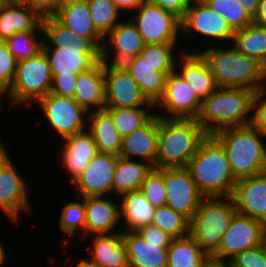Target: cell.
Listing matches in <instances>:
<instances>
[{
	"label": "cell",
	"mask_w": 266,
	"mask_h": 267,
	"mask_svg": "<svg viewBox=\"0 0 266 267\" xmlns=\"http://www.w3.org/2000/svg\"><path fill=\"white\" fill-rule=\"evenodd\" d=\"M43 44L52 76L56 74H79L102 61L104 40L79 37L61 24L54 16L42 21Z\"/></svg>",
	"instance_id": "cell-1"
},
{
	"label": "cell",
	"mask_w": 266,
	"mask_h": 267,
	"mask_svg": "<svg viewBox=\"0 0 266 267\" xmlns=\"http://www.w3.org/2000/svg\"><path fill=\"white\" fill-rule=\"evenodd\" d=\"M215 45L206 47L199 54L208 64L218 87L243 88L255 92L265 86L266 67L261 62L239 52L232 45L226 48L225 45L224 48Z\"/></svg>",
	"instance_id": "cell-2"
},
{
	"label": "cell",
	"mask_w": 266,
	"mask_h": 267,
	"mask_svg": "<svg viewBox=\"0 0 266 267\" xmlns=\"http://www.w3.org/2000/svg\"><path fill=\"white\" fill-rule=\"evenodd\" d=\"M187 168L204 197L232 196L237 180L224 147L213 134L201 141Z\"/></svg>",
	"instance_id": "cell-3"
},
{
	"label": "cell",
	"mask_w": 266,
	"mask_h": 267,
	"mask_svg": "<svg viewBox=\"0 0 266 267\" xmlns=\"http://www.w3.org/2000/svg\"><path fill=\"white\" fill-rule=\"evenodd\" d=\"M213 135L224 147L237 181L266 172V136L251 124L225 128Z\"/></svg>",
	"instance_id": "cell-4"
},
{
	"label": "cell",
	"mask_w": 266,
	"mask_h": 267,
	"mask_svg": "<svg viewBox=\"0 0 266 267\" xmlns=\"http://www.w3.org/2000/svg\"><path fill=\"white\" fill-rule=\"evenodd\" d=\"M253 96L254 91L250 89L218 87L202 101L196 121L207 134L229 127L249 125Z\"/></svg>",
	"instance_id": "cell-5"
},
{
	"label": "cell",
	"mask_w": 266,
	"mask_h": 267,
	"mask_svg": "<svg viewBox=\"0 0 266 267\" xmlns=\"http://www.w3.org/2000/svg\"><path fill=\"white\" fill-rule=\"evenodd\" d=\"M206 136L196 119L159 117L156 168L187 167Z\"/></svg>",
	"instance_id": "cell-6"
},
{
	"label": "cell",
	"mask_w": 266,
	"mask_h": 267,
	"mask_svg": "<svg viewBox=\"0 0 266 267\" xmlns=\"http://www.w3.org/2000/svg\"><path fill=\"white\" fill-rule=\"evenodd\" d=\"M231 196L203 197L194 218L190 234L211 258L220 248L222 237L237 213Z\"/></svg>",
	"instance_id": "cell-7"
},
{
	"label": "cell",
	"mask_w": 266,
	"mask_h": 267,
	"mask_svg": "<svg viewBox=\"0 0 266 267\" xmlns=\"http://www.w3.org/2000/svg\"><path fill=\"white\" fill-rule=\"evenodd\" d=\"M52 80L51 69L42 51L35 57L18 61L15 78L9 87L11 105L36 104L50 93Z\"/></svg>",
	"instance_id": "cell-8"
},
{
	"label": "cell",
	"mask_w": 266,
	"mask_h": 267,
	"mask_svg": "<svg viewBox=\"0 0 266 267\" xmlns=\"http://www.w3.org/2000/svg\"><path fill=\"white\" fill-rule=\"evenodd\" d=\"M130 17L142 35L145 45L178 43L181 34V19L172 12L146 0Z\"/></svg>",
	"instance_id": "cell-9"
},
{
	"label": "cell",
	"mask_w": 266,
	"mask_h": 267,
	"mask_svg": "<svg viewBox=\"0 0 266 267\" xmlns=\"http://www.w3.org/2000/svg\"><path fill=\"white\" fill-rule=\"evenodd\" d=\"M266 242V225L260 220L236 213L211 261L227 263L238 253Z\"/></svg>",
	"instance_id": "cell-10"
},
{
	"label": "cell",
	"mask_w": 266,
	"mask_h": 267,
	"mask_svg": "<svg viewBox=\"0 0 266 267\" xmlns=\"http://www.w3.org/2000/svg\"><path fill=\"white\" fill-rule=\"evenodd\" d=\"M37 104L43 111L44 122L61 139L87 129L88 112L74 98L49 93Z\"/></svg>",
	"instance_id": "cell-11"
},
{
	"label": "cell",
	"mask_w": 266,
	"mask_h": 267,
	"mask_svg": "<svg viewBox=\"0 0 266 267\" xmlns=\"http://www.w3.org/2000/svg\"><path fill=\"white\" fill-rule=\"evenodd\" d=\"M234 33L229 23L203 0H194L181 19V36L191 40L200 38V35L206 40L212 39V42L225 41V45L228 41L232 43Z\"/></svg>",
	"instance_id": "cell-12"
},
{
	"label": "cell",
	"mask_w": 266,
	"mask_h": 267,
	"mask_svg": "<svg viewBox=\"0 0 266 267\" xmlns=\"http://www.w3.org/2000/svg\"><path fill=\"white\" fill-rule=\"evenodd\" d=\"M201 104L196 92L174 70L168 74L164 95L155 105V109L162 110V114H155L164 118L196 119Z\"/></svg>",
	"instance_id": "cell-13"
},
{
	"label": "cell",
	"mask_w": 266,
	"mask_h": 267,
	"mask_svg": "<svg viewBox=\"0 0 266 267\" xmlns=\"http://www.w3.org/2000/svg\"><path fill=\"white\" fill-rule=\"evenodd\" d=\"M105 108L155 107L122 65L104 63Z\"/></svg>",
	"instance_id": "cell-14"
},
{
	"label": "cell",
	"mask_w": 266,
	"mask_h": 267,
	"mask_svg": "<svg viewBox=\"0 0 266 267\" xmlns=\"http://www.w3.org/2000/svg\"><path fill=\"white\" fill-rule=\"evenodd\" d=\"M164 184L166 205L191 221L204 196L198 191L189 169L164 168Z\"/></svg>",
	"instance_id": "cell-15"
},
{
	"label": "cell",
	"mask_w": 266,
	"mask_h": 267,
	"mask_svg": "<svg viewBox=\"0 0 266 267\" xmlns=\"http://www.w3.org/2000/svg\"><path fill=\"white\" fill-rule=\"evenodd\" d=\"M118 157L98 152L72 183L77 190L76 196L85 198L112 195Z\"/></svg>",
	"instance_id": "cell-16"
},
{
	"label": "cell",
	"mask_w": 266,
	"mask_h": 267,
	"mask_svg": "<svg viewBox=\"0 0 266 267\" xmlns=\"http://www.w3.org/2000/svg\"><path fill=\"white\" fill-rule=\"evenodd\" d=\"M23 176L14 161L0 169V211L15 224L20 221L21 213H29L31 208L29 186Z\"/></svg>",
	"instance_id": "cell-17"
},
{
	"label": "cell",
	"mask_w": 266,
	"mask_h": 267,
	"mask_svg": "<svg viewBox=\"0 0 266 267\" xmlns=\"http://www.w3.org/2000/svg\"><path fill=\"white\" fill-rule=\"evenodd\" d=\"M145 43L136 25L129 18L122 20L104 37L102 61L121 65L144 49ZM111 50L113 55H111ZM111 56V58H110Z\"/></svg>",
	"instance_id": "cell-18"
},
{
	"label": "cell",
	"mask_w": 266,
	"mask_h": 267,
	"mask_svg": "<svg viewBox=\"0 0 266 267\" xmlns=\"http://www.w3.org/2000/svg\"><path fill=\"white\" fill-rule=\"evenodd\" d=\"M61 166L69 179V185L84 171L92 158L98 153L91 132L86 129L62 139Z\"/></svg>",
	"instance_id": "cell-19"
},
{
	"label": "cell",
	"mask_w": 266,
	"mask_h": 267,
	"mask_svg": "<svg viewBox=\"0 0 266 267\" xmlns=\"http://www.w3.org/2000/svg\"><path fill=\"white\" fill-rule=\"evenodd\" d=\"M231 197L238 213L266 225V172L238 180Z\"/></svg>",
	"instance_id": "cell-20"
},
{
	"label": "cell",
	"mask_w": 266,
	"mask_h": 267,
	"mask_svg": "<svg viewBox=\"0 0 266 267\" xmlns=\"http://www.w3.org/2000/svg\"><path fill=\"white\" fill-rule=\"evenodd\" d=\"M118 203V204H117ZM107 196L85 197L86 224L85 240L93 234H112L121 223L120 201Z\"/></svg>",
	"instance_id": "cell-21"
},
{
	"label": "cell",
	"mask_w": 266,
	"mask_h": 267,
	"mask_svg": "<svg viewBox=\"0 0 266 267\" xmlns=\"http://www.w3.org/2000/svg\"><path fill=\"white\" fill-rule=\"evenodd\" d=\"M140 86L146 99L154 106L164 95L167 76L171 72H158V66L149 63V54H139L121 64Z\"/></svg>",
	"instance_id": "cell-22"
},
{
	"label": "cell",
	"mask_w": 266,
	"mask_h": 267,
	"mask_svg": "<svg viewBox=\"0 0 266 267\" xmlns=\"http://www.w3.org/2000/svg\"><path fill=\"white\" fill-rule=\"evenodd\" d=\"M159 116L154 115L144 126L122 137L120 157L148 162L156 168Z\"/></svg>",
	"instance_id": "cell-23"
},
{
	"label": "cell",
	"mask_w": 266,
	"mask_h": 267,
	"mask_svg": "<svg viewBox=\"0 0 266 267\" xmlns=\"http://www.w3.org/2000/svg\"><path fill=\"white\" fill-rule=\"evenodd\" d=\"M175 70L201 101L207 99L218 88L214 75L198 51L182 53L177 59Z\"/></svg>",
	"instance_id": "cell-24"
},
{
	"label": "cell",
	"mask_w": 266,
	"mask_h": 267,
	"mask_svg": "<svg viewBox=\"0 0 266 267\" xmlns=\"http://www.w3.org/2000/svg\"><path fill=\"white\" fill-rule=\"evenodd\" d=\"M128 267H167L170 244L148 243L136 231H122Z\"/></svg>",
	"instance_id": "cell-25"
},
{
	"label": "cell",
	"mask_w": 266,
	"mask_h": 267,
	"mask_svg": "<svg viewBox=\"0 0 266 267\" xmlns=\"http://www.w3.org/2000/svg\"><path fill=\"white\" fill-rule=\"evenodd\" d=\"M74 99L87 112L103 110L106 101L104 62L78 74ZM96 107V108H95Z\"/></svg>",
	"instance_id": "cell-26"
},
{
	"label": "cell",
	"mask_w": 266,
	"mask_h": 267,
	"mask_svg": "<svg viewBox=\"0 0 266 267\" xmlns=\"http://www.w3.org/2000/svg\"><path fill=\"white\" fill-rule=\"evenodd\" d=\"M92 236V237H91ZM91 243L86 245L89 258L102 267H128V257L123 234H93Z\"/></svg>",
	"instance_id": "cell-27"
},
{
	"label": "cell",
	"mask_w": 266,
	"mask_h": 267,
	"mask_svg": "<svg viewBox=\"0 0 266 267\" xmlns=\"http://www.w3.org/2000/svg\"><path fill=\"white\" fill-rule=\"evenodd\" d=\"M43 16L29 5H6L0 10V39L18 32H43Z\"/></svg>",
	"instance_id": "cell-28"
},
{
	"label": "cell",
	"mask_w": 266,
	"mask_h": 267,
	"mask_svg": "<svg viewBox=\"0 0 266 267\" xmlns=\"http://www.w3.org/2000/svg\"><path fill=\"white\" fill-rule=\"evenodd\" d=\"M53 16L79 37L104 40L93 25L88 0L64 3Z\"/></svg>",
	"instance_id": "cell-29"
},
{
	"label": "cell",
	"mask_w": 266,
	"mask_h": 267,
	"mask_svg": "<svg viewBox=\"0 0 266 267\" xmlns=\"http://www.w3.org/2000/svg\"><path fill=\"white\" fill-rule=\"evenodd\" d=\"M87 129L93 136L98 152L120 156L122 137L105 109L88 112Z\"/></svg>",
	"instance_id": "cell-30"
},
{
	"label": "cell",
	"mask_w": 266,
	"mask_h": 267,
	"mask_svg": "<svg viewBox=\"0 0 266 267\" xmlns=\"http://www.w3.org/2000/svg\"><path fill=\"white\" fill-rule=\"evenodd\" d=\"M153 166L141 160L118 157L114 173L113 196L119 197L140 190Z\"/></svg>",
	"instance_id": "cell-31"
},
{
	"label": "cell",
	"mask_w": 266,
	"mask_h": 267,
	"mask_svg": "<svg viewBox=\"0 0 266 267\" xmlns=\"http://www.w3.org/2000/svg\"><path fill=\"white\" fill-rule=\"evenodd\" d=\"M121 220L125 225L122 231H136L151 224L156 207L153 206L141 190L129 192L120 197Z\"/></svg>",
	"instance_id": "cell-32"
},
{
	"label": "cell",
	"mask_w": 266,
	"mask_h": 267,
	"mask_svg": "<svg viewBox=\"0 0 266 267\" xmlns=\"http://www.w3.org/2000/svg\"><path fill=\"white\" fill-rule=\"evenodd\" d=\"M210 261L191 234L172 239L168 247L167 267H205Z\"/></svg>",
	"instance_id": "cell-33"
},
{
	"label": "cell",
	"mask_w": 266,
	"mask_h": 267,
	"mask_svg": "<svg viewBox=\"0 0 266 267\" xmlns=\"http://www.w3.org/2000/svg\"><path fill=\"white\" fill-rule=\"evenodd\" d=\"M239 52L257 59L266 67V28L254 23L236 30L232 43Z\"/></svg>",
	"instance_id": "cell-34"
},
{
	"label": "cell",
	"mask_w": 266,
	"mask_h": 267,
	"mask_svg": "<svg viewBox=\"0 0 266 267\" xmlns=\"http://www.w3.org/2000/svg\"><path fill=\"white\" fill-rule=\"evenodd\" d=\"M104 109L113 118L114 124L121 137H124L144 126L156 113L155 107Z\"/></svg>",
	"instance_id": "cell-35"
},
{
	"label": "cell",
	"mask_w": 266,
	"mask_h": 267,
	"mask_svg": "<svg viewBox=\"0 0 266 267\" xmlns=\"http://www.w3.org/2000/svg\"><path fill=\"white\" fill-rule=\"evenodd\" d=\"M88 5L93 25L103 38L124 16L112 0H88Z\"/></svg>",
	"instance_id": "cell-36"
},
{
	"label": "cell",
	"mask_w": 266,
	"mask_h": 267,
	"mask_svg": "<svg viewBox=\"0 0 266 267\" xmlns=\"http://www.w3.org/2000/svg\"><path fill=\"white\" fill-rule=\"evenodd\" d=\"M151 224L159 227L173 239L190 234L191 221L167 205L156 207Z\"/></svg>",
	"instance_id": "cell-37"
},
{
	"label": "cell",
	"mask_w": 266,
	"mask_h": 267,
	"mask_svg": "<svg viewBox=\"0 0 266 267\" xmlns=\"http://www.w3.org/2000/svg\"><path fill=\"white\" fill-rule=\"evenodd\" d=\"M75 197L81 201L68 202L63 208L59 218L60 230L68 235L73 236L78 231L81 238H85V224H86V210H85V198L81 196Z\"/></svg>",
	"instance_id": "cell-38"
},
{
	"label": "cell",
	"mask_w": 266,
	"mask_h": 267,
	"mask_svg": "<svg viewBox=\"0 0 266 267\" xmlns=\"http://www.w3.org/2000/svg\"><path fill=\"white\" fill-rule=\"evenodd\" d=\"M214 12L222 16L236 31L253 23V18L238 0H203Z\"/></svg>",
	"instance_id": "cell-39"
},
{
	"label": "cell",
	"mask_w": 266,
	"mask_h": 267,
	"mask_svg": "<svg viewBox=\"0 0 266 267\" xmlns=\"http://www.w3.org/2000/svg\"><path fill=\"white\" fill-rule=\"evenodd\" d=\"M41 34L43 32H18L5 40L17 62L35 57L41 52L43 37H38Z\"/></svg>",
	"instance_id": "cell-40"
},
{
	"label": "cell",
	"mask_w": 266,
	"mask_h": 267,
	"mask_svg": "<svg viewBox=\"0 0 266 267\" xmlns=\"http://www.w3.org/2000/svg\"><path fill=\"white\" fill-rule=\"evenodd\" d=\"M177 43H160V44H147L144 46L141 54H149V63L153 66H158V72H173L176 67L177 59L185 50H179ZM176 53V54H174Z\"/></svg>",
	"instance_id": "cell-41"
},
{
	"label": "cell",
	"mask_w": 266,
	"mask_h": 267,
	"mask_svg": "<svg viewBox=\"0 0 266 267\" xmlns=\"http://www.w3.org/2000/svg\"><path fill=\"white\" fill-rule=\"evenodd\" d=\"M140 190L155 207L166 205V189L164 184V168H155L147 174Z\"/></svg>",
	"instance_id": "cell-42"
},
{
	"label": "cell",
	"mask_w": 266,
	"mask_h": 267,
	"mask_svg": "<svg viewBox=\"0 0 266 267\" xmlns=\"http://www.w3.org/2000/svg\"><path fill=\"white\" fill-rule=\"evenodd\" d=\"M227 264L229 267H266V242L238 253Z\"/></svg>",
	"instance_id": "cell-43"
},
{
	"label": "cell",
	"mask_w": 266,
	"mask_h": 267,
	"mask_svg": "<svg viewBox=\"0 0 266 267\" xmlns=\"http://www.w3.org/2000/svg\"><path fill=\"white\" fill-rule=\"evenodd\" d=\"M250 124L266 136V86L254 92Z\"/></svg>",
	"instance_id": "cell-44"
},
{
	"label": "cell",
	"mask_w": 266,
	"mask_h": 267,
	"mask_svg": "<svg viewBox=\"0 0 266 267\" xmlns=\"http://www.w3.org/2000/svg\"><path fill=\"white\" fill-rule=\"evenodd\" d=\"M17 61L9 52L6 41L0 39V80L11 86L16 73Z\"/></svg>",
	"instance_id": "cell-45"
},
{
	"label": "cell",
	"mask_w": 266,
	"mask_h": 267,
	"mask_svg": "<svg viewBox=\"0 0 266 267\" xmlns=\"http://www.w3.org/2000/svg\"><path fill=\"white\" fill-rule=\"evenodd\" d=\"M78 74H56L52 80L50 93L67 98H74Z\"/></svg>",
	"instance_id": "cell-46"
},
{
	"label": "cell",
	"mask_w": 266,
	"mask_h": 267,
	"mask_svg": "<svg viewBox=\"0 0 266 267\" xmlns=\"http://www.w3.org/2000/svg\"><path fill=\"white\" fill-rule=\"evenodd\" d=\"M136 232L148 243L153 244H171L172 237L152 224L144 225L136 230Z\"/></svg>",
	"instance_id": "cell-47"
},
{
	"label": "cell",
	"mask_w": 266,
	"mask_h": 267,
	"mask_svg": "<svg viewBox=\"0 0 266 267\" xmlns=\"http://www.w3.org/2000/svg\"><path fill=\"white\" fill-rule=\"evenodd\" d=\"M151 3L156 4L172 12L177 17L182 19L186 13L187 8L192 4L194 0H149Z\"/></svg>",
	"instance_id": "cell-48"
},
{
	"label": "cell",
	"mask_w": 266,
	"mask_h": 267,
	"mask_svg": "<svg viewBox=\"0 0 266 267\" xmlns=\"http://www.w3.org/2000/svg\"><path fill=\"white\" fill-rule=\"evenodd\" d=\"M28 5L45 17L53 16L62 4L60 0H28Z\"/></svg>",
	"instance_id": "cell-49"
},
{
	"label": "cell",
	"mask_w": 266,
	"mask_h": 267,
	"mask_svg": "<svg viewBox=\"0 0 266 267\" xmlns=\"http://www.w3.org/2000/svg\"><path fill=\"white\" fill-rule=\"evenodd\" d=\"M112 1L116 4V6L121 12L123 11L125 12V10L135 11L146 0H112Z\"/></svg>",
	"instance_id": "cell-50"
},
{
	"label": "cell",
	"mask_w": 266,
	"mask_h": 267,
	"mask_svg": "<svg viewBox=\"0 0 266 267\" xmlns=\"http://www.w3.org/2000/svg\"><path fill=\"white\" fill-rule=\"evenodd\" d=\"M253 23L266 28V0H260L257 14L253 18Z\"/></svg>",
	"instance_id": "cell-51"
},
{
	"label": "cell",
	"mask_w": 266,
	"mask_h": 267,
	"mask_svg": "<svg viewBox=\"0 0 266 267\" xmlns=\"http://www.w3.org/2000/svg\"><path fill=\"white\" fill-rule=\"evenodd\" d=\"M247 13L254 18L257 14L260 0H238Z\"/></svg>",
	"instance_id": "cell-52"
},
{
	"label": "cell",
	"mask_w": 266,
	"mask_h": 267,
	"mask_svg": "<svg viewBox=\"0 0 266 267\" xmlns=\"http://www.w3.org/2000/svg\"><path fill=\"white\" fill-rule=\"evenodd\" d=\"M4 146L5 145H3V142H1V140H0V169L5 167L10 161L13 160V159H11L12 158L11 154L8 153L10 151H8V149Z\"/></svg>",
	"instance_id": "cell-53"
},
{
	"label": "cell",
	"mask_w": 266,
	"mask_h": 267,
	"mask_svg": "<svg viewBox=\"0 0 266 267\" xmlns=\"http://www.w3.org/2000/svg\"><path fill=\"white\" fill-rule=\"evenodd\" d=\"M4 95H6L7 99L9 98V102H10L11 95H10L9 86L0 80V112L3 109L2 108L3 104L1 103L2 102L1 99L2 97H5Z\"/></svg>",
	"instance_id": "cell-54"
},
{
	"label": "cell",
	"mask_w": 266,
	"mask_h": 267,
	"mask_svg": "<svg viewBox=\"0 0 266 267\" xmlns=\"http://www.w3.org/2000/svg\"><path fill=\"white\" fill-rule=\"evenodd\" d=\"M74 267H102L100 264L96 263L89 257L85 259L78 260V263Z\"/></svg>",
	"instance_id": "cell-55"
},
{
	"label": "cell",
	"mask_w": 266,
	"mask_h": 267,
	"mask_svg": "<svg viewBox=\"0 0 266 267\" xmlns=\"http://www.w3.org/2000/svg\"><path fill=\"white\" fill-rule=\"evenodd\" d=\"M4 249H5V247L3 246V244L0 241V267L5 266L4 263L6 262L5 259L7 257V253H6V251Z\"/></svg>",
	"instance_id": "cell-56"
},
{
	"label": "cell",
	"mask_w": 266,
	"mask_h": 267,
	"mask_svg": "<svg viewBox=\"0 0 266 267\" xmlns=\"http://www.w3.org/2000/svg\"><path fill=\"white\" fill-rule=\"evenodd\" d=\"M7 5H28V0H5Z\"/></svg>",
	"instance_id": "cell-57"
},
{
	"label": "cell",
	"mask_w": 266,
	"mask_h": 267,
	"mask_svg": "<svg viewBox=\"0 0 266 267\" xmlns=\"http://www.w3.org/2000/svg\"><path fill=\"white\" fill-rule=\"evenodd\" d=\"M205 267H229L227 263H217L210 261Z\"/></svg>",
	"instance_id": "cell-58"
},
{
	"label": "cell",
	"mask_w": 266,
	"mask_h": 267,
	"mask_svg": "<svg viewBox=\"0 0 266 267\" xmlns=\"http://www.w3.org/2000/svg\"><path fill=\"white\" fill-rule=\"evenodd\" d=\"M6 5L7 3L5 2V0H0V10Z\"/></svg>",
	"instance_id": "cell-59"
},
{
	"label": "cell",
	"mask_w": 266,
	"mask_h": 267,
	"mask_svg": "<svg viewBox=\"0 0 266 267\" xmlns=\"http://www.w3.org/2000/svg\"><path fill=\"white\" fill-rule=\"evenodd\" d=\"M70 1H74V0H60V3L64 4V3H67V2H70Z\"/></svg>",
	"instance_id": "cell-60"
}]
</instances>
